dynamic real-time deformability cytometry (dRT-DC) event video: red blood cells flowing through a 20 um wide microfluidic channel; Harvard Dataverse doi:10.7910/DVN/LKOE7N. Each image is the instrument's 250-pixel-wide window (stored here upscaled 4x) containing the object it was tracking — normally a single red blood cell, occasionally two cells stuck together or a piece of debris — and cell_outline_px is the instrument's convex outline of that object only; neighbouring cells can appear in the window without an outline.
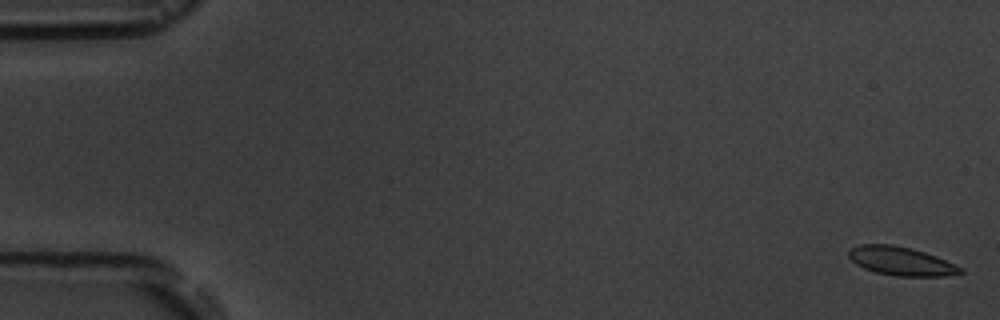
{"species": "common noctule bat (a hibernating species)", "species_latin": "Nyctalus noctula", "temperature_condition": "room temperature", "stored_images_in_passage": 8, "camera_frame_rate_fps": 3000, "um_per_image_px": 0.085, "animal": {"sex": "male", "body_mass_g": 19.5, "forearm_length_mm": 54.6}, "frame": {"image": 1, "passage_image": 1, "time_ms": 0.0, "image_size_px": [1000, 320], "cell_outline_px": [[964, 272], [944, 276], [896, 276], [876, 272], [864, 268], [856, 264], [848, 256], [848, 252], [852, 248], [860, 244], [892, 244], [912, 248], [936, 256], [964, 268]], "centroid_in_image_um": [76.6, 22.19], "position_along_channel_um": 8.4, "area_um2": 18.61}}
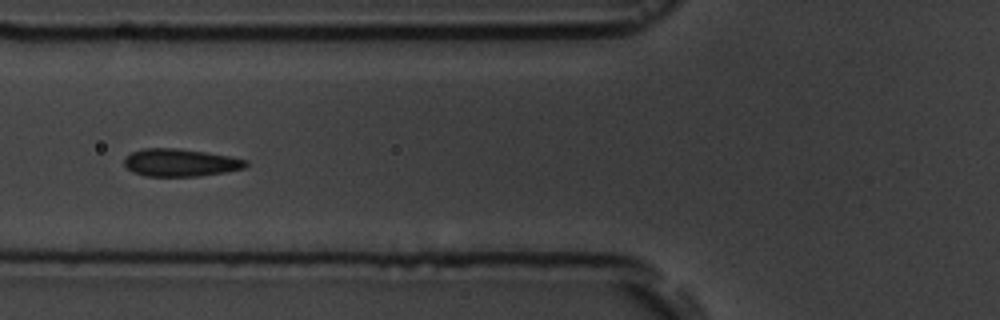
{"frame": {"image": 2, "passage_image": 7, "time_ms": 7.0, "image_size_px": [1000, 320], "cell_outline_px": [[248, 164], [244, 168], [224, 172], [200, 176], [144, 176], [132, 172], [124, 164], [124, 156], [132, 152], [144, 148], [180, 148], [228, 156], [248, 160]], "centroid_in_image_um": [15.3, 13.82], "position_along_channel_um": 110.5, "area_um2": 19.59}}
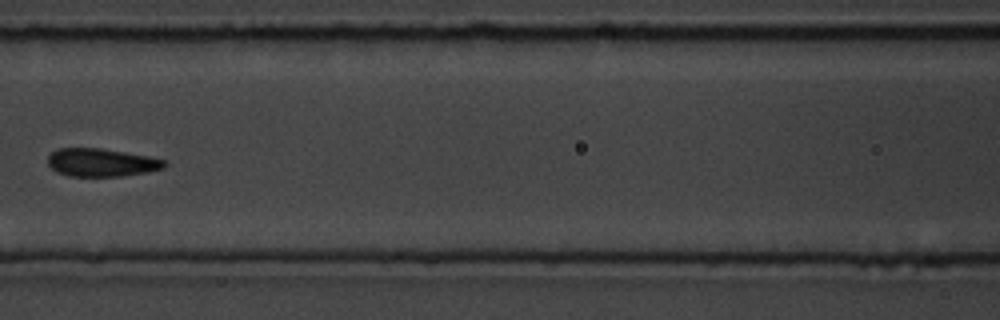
{"frame": {"image": 3, "passage_image": 8, "time_ms": 8.333, "image_size_px": [1000, 320], "cell_outline_px": [[168, 164], [164, 168], [148, 172], [120, 176], [68, 176], [56, 172], [48, 164], [48, 156], [52, 152], [60, 148], [100, 148], [148, 156], [164, 160]], "centroid_in_image_um": [8.62, 13.82], "position_along_channel_um": 158.0, "area_um2": 19.02}}